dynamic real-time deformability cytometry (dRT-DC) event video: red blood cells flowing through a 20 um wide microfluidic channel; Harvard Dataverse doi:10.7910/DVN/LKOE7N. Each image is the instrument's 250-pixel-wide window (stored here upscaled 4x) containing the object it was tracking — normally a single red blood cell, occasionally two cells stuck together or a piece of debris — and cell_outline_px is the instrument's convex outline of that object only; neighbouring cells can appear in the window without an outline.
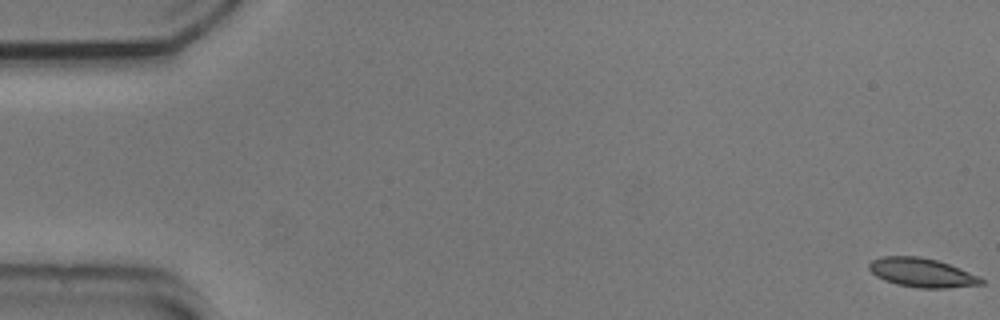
{"species": "common noctule bat (a hibernating species)", "species_latin": "Nyctalus noctula", "temperature_condition": "cold", "stored_images_in_passage": 57, "segment_of_instrument_passage": [1, 2], "camera_frame_rate_fps": 3000, "um_per_image_px": 0.085, "animal": {"sex": "male", "body_mass_g": 20.5, "forearm_length_mm": 52.5}, "frame": {"image": 1, "passage_image": 1, "time_ms": 0.0, "image_size_px": [1000, 320], "cell_outline_px": [[984, 284], [948, 288], [920, 288], [896, 284], [884, 280], [876, 276], [868, 268], [868, 264], [872, 260], [884, 256], [916, 256], [936, 260], [960, 268], [980, 276], [984, 280]], "centroid_in_image_um": [78.37, 23.18], "position_along_channel_um": 6.6, "area_um2": 18.96}}
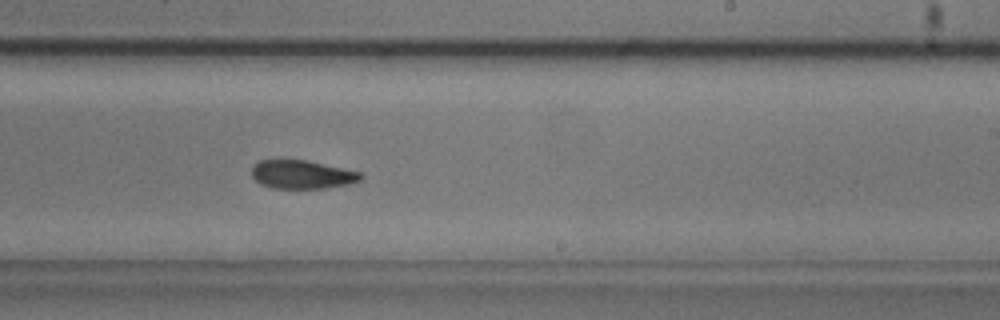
{"frame": {"image": 2, "passage_image": 34, "time_ms": 11.0, "image_size_px": [1000, 320], "cell_outline_px": [[364, 176], [360, 180], [348, 184], [324, 188], [272, 188], [260, 184], [252, 176], [252, 168], [260, 160], [304, 160], [360, 172]], "centroid_in_image_um": [25.66, 14.84], "position_along_channel_um": 263.3, "area_um2": 17.8}}
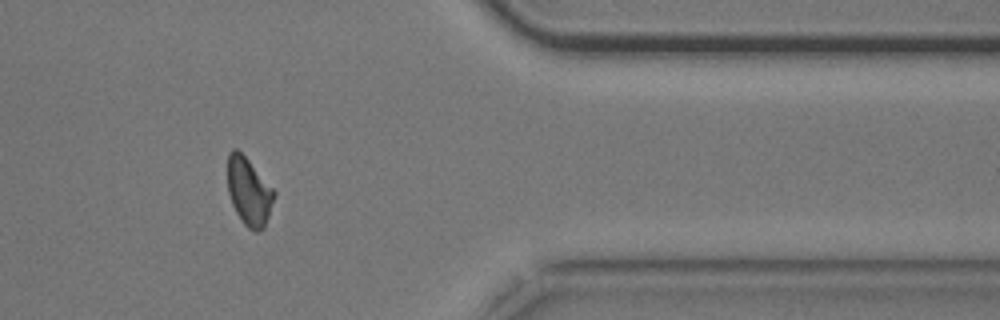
{"frame": {"image": 3, "passage_image": 46, "time_ms": 15.0, "image_size_px": [1000, 320], "cell_outline_px": [[276, 192], [264, 228], [260, 232], [256, 232], [248, 228], [244, 224], [236, 212], [232, 204], [228, 192], [228, 152], [232, 148], [236, 148], [248, 160]], "centroid_in_image_um": [21.15, 16.29], "position_along_channel_um": 390.3, "area_um2": 18.15}}